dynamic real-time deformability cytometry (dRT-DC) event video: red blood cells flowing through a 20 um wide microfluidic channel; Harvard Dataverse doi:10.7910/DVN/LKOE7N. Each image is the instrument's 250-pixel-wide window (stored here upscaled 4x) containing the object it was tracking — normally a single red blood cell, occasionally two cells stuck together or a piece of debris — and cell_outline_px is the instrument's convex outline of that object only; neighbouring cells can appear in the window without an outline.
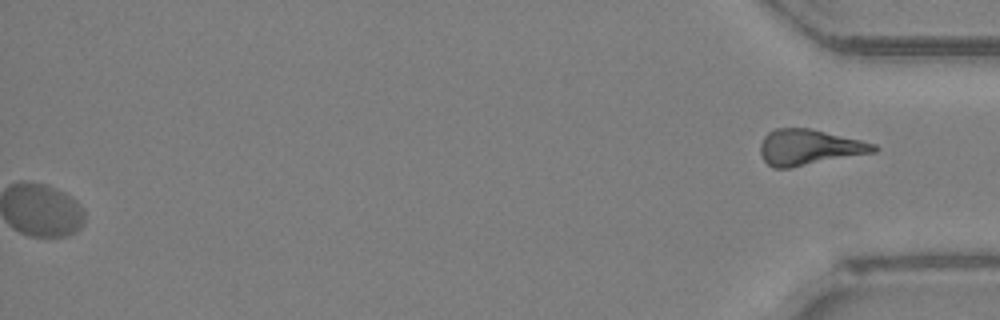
{"species": "Egyptian fruit bat (a non-hibernating species)", "species_latin": "Rousettus aegyptiacus", "temperature_condition": "room temperature", "stored_images_in_passage": 53, "segment_of_instrument_passage": [2, 2], "camera_frame_rate_fps": 3000, "um_per_image_px": 0.085, "animal": {"sex": "female"}, "frame": {"image": 1, "passage_image": 53, "time_ms": 17.333, "image_size_px": [1000, 320], "cell_outline_px": [[880, 148], [876, 152], [788, 168], [772, 168], [764, 160], [760, 152], [760, 144], [764, 136], [768, 132], [776, 128], [812, 128], [876, 144]], "centroid_in_image_um": [68.78, 12.51], "position_along_channel_um": 366.4, "area_um2": 23.64}}